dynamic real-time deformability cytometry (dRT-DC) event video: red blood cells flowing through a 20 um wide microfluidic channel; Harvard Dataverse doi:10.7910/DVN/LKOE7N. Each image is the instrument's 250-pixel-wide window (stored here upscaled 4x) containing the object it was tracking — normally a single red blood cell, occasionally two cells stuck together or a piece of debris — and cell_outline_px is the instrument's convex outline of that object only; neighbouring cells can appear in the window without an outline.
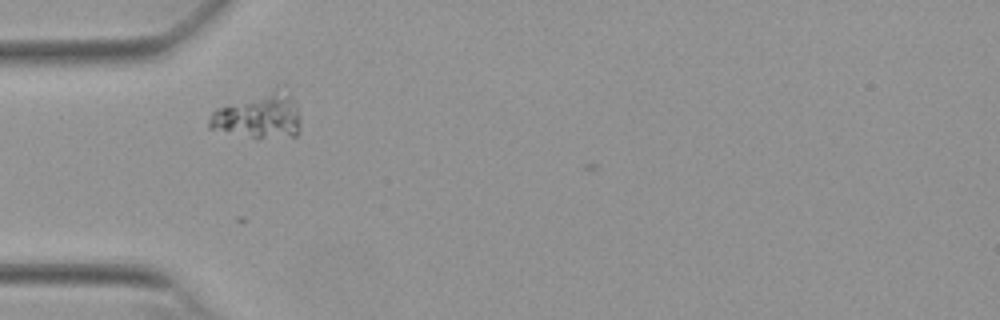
{"species": "Egyptian fruit bat (a non-hibernating species)", "species_latin": "Rousettus aegyptiacus", "temperature_condition": "warm", "stored_images_in_passage": 30, "camera_frame_rate_fps": 3000, "um_per_image_px": 0.085, "animal": {"sex": "female"}, "frame": {"image": 1, "passage_image": 1, "time_ms": 0.0, "image_size_px": [1000, 320], "cell_outline_px": [[300, 132], [296, 136], [256, 140], [208, 128], [208, 120], [212, 112], [216, 108], [276, 84], [284, 84], [296, 104], [300, 116]], "centroid_in_image_um": [22.04, 9.8], "position_along_channel_um": 63.0, "area_um2": 25.89}}
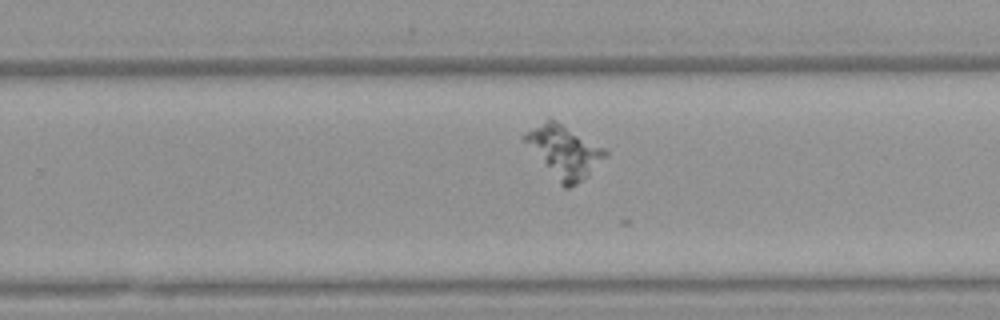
{"frame": {"image": 2, "passage_image": 19, "time_ms": 6.0, "image_size_px": [1000, 320], "cell_outline_px": [[608, 156], [588, 176], [576, 184], [568, 188], [564, 188], [560, 184], [520, 136], [524, 132], [548, 116], [556, 120], [604, 148], [608, 152]], "centroid_in_image_um": [47.94, 12.85], "position_along_channel_um": 281.9, "area_um2": 24.39}}
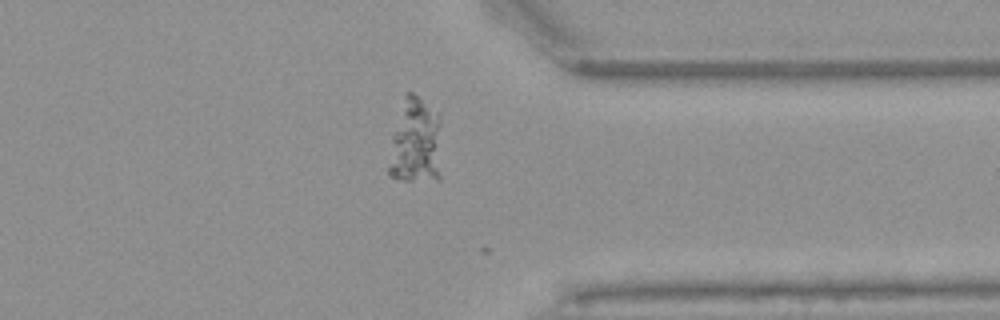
{"frame": {"image": 3, "passage_image": 27, "time_ms": 8.667, "image_size_px": [1000, 320], "cell_outline_px": [[440, 180], [404, 180], [388, 176], [388, 168], [392, 136], [404, 96], [408, 92], [412, 92], [440, 112]], "centroid_in_image_um": [35.35, 12.04], "position_along_channel_um": 376.1, "area_um2": 26.93}}